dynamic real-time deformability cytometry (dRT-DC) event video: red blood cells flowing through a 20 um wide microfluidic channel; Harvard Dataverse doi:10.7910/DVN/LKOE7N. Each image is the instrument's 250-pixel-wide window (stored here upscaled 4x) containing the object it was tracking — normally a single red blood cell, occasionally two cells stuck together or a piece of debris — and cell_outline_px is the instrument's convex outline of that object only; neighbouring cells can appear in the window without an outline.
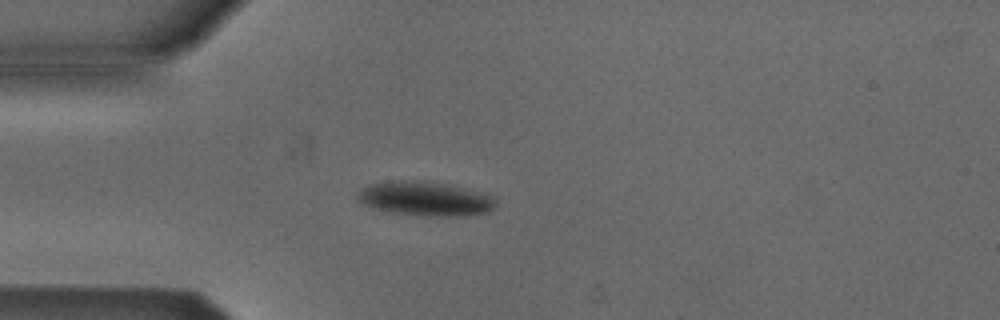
{"species": "Egyptian fruit bat (a non-hibernating species)", "species_latin": "Rousettus aegyptiacus", "temperature_condition": "cold", "stored_images_in_passage": 1, "camera_frame_rate_fps": 3000, "um_per_image_px": 0.085, "animal": {"sex": "male"}, "frame": {"image": 1, "passage_image": 1, "time_ms": 0.0, "image_size_px": [1000, 320], "cell_outline_px": [[496, 204], [488, 212], [460, 216], [424, 216], [392, 212], [376, 208], [364, 204], [356, 196], [368, 184], [392, 180], [412, 180], [444, 184], [492, 196], [496, 200]], "centroid_in_image_um": [36.12, 16.89], "position_along_channel_um": 48.9, "area_um2": 26.93}}